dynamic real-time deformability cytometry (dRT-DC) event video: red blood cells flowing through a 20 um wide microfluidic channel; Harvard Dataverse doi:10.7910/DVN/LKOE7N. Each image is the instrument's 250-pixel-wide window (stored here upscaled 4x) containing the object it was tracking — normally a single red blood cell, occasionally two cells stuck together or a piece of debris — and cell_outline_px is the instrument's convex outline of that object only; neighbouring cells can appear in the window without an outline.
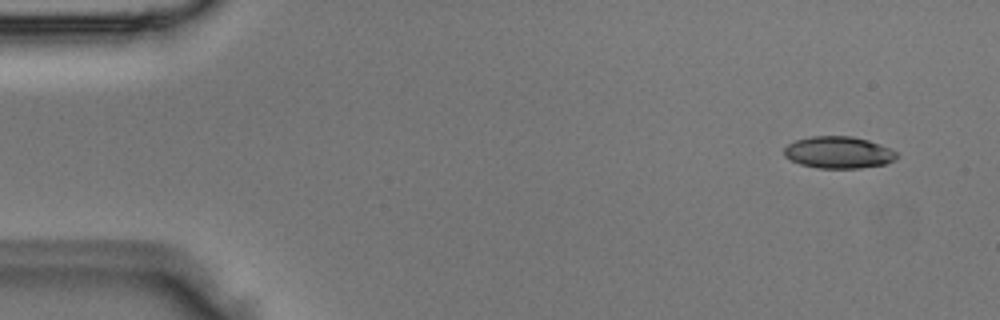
{"species": "Egyptian fruit bat (a non-hibernating species)", "species_latin": "Rousettus aegyptiacus", "temperature_condition": "room temperature", "stored_images_in_passage": 5, "camera_frame_rate_fps": 3000, "um_per_image_px": 0.085, "animal": {"sex": "male"}, "frame": {"image": 1, "passage_image": 1, "time_ms": 0.0, "image_size_px": [1000, 320], "cell_outline_px": [[900, 156], [896, 160], [884, 164], [860, 168], [816, 168], [800, 164], [784, 156], [784, 148], [788, 144], [796, 140], [812, 136], [852, 136], [868, 140], [880, 144], [896, 152]], "centroid_in_image_um": [71.29, 12.96], "position_along_channel_um": 13.7, "area_um2": 20.98}}